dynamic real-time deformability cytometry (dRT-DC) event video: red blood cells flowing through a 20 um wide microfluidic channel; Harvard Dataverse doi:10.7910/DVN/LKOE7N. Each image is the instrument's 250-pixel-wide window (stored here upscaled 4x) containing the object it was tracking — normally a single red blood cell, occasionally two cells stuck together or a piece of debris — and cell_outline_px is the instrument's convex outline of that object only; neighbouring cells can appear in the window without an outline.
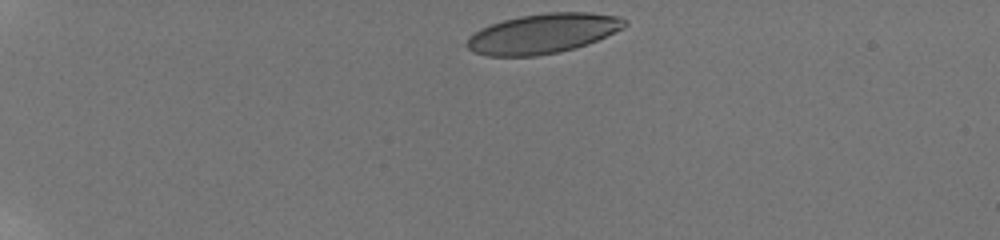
{"species": "human", "species_latin": "Homo sapiens", "temperature_condition": "room temperature", "stored_images_in_passage": 39, "camera_frame_rate_fps": 3000, "um_per_image_px": 0.085, "donor": {"sex": "male"}, "frame": {"image": 1, "passage_image": 1, "time_ms": 0.0, "image_size_px": [1000, 240], "cell_outline_px": [[628, 24], [624, 28], [588, 44], [560, 52], [536, 56], [488, 56], [472, 52], [468, 48], [468, 40], [476, 32], [492, 24], [504, 20], [520, 16], [548, 12], [588, 12], [620, 16], [628, 20]], "centroid_in_image_um": [46.23, 2.85], "position_along_channel_um": 38.8, "area_um2": 36.41}}
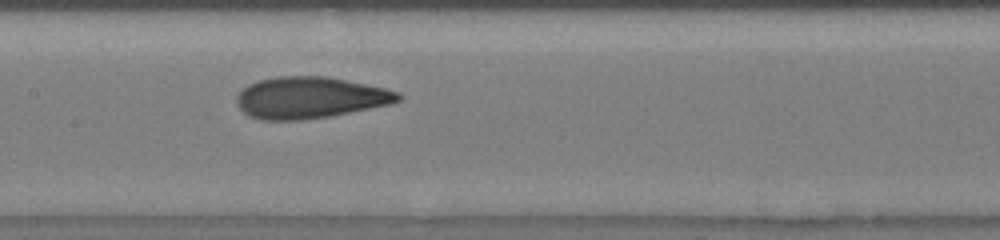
{"frame": {"image": 2, "passage_image": 23, "time_ms": 6.0, "image_size_px": [1000, 240], "cell_outline_px": [[400, 100], [388, 104], [332, 116], [300, 120], [260, 120], [248, 116], [236, 104], [236, 96], [248, 84], [260, 80], [276, 76], [328, 76], [384, 88], [400, 92]], "centroid_in_image_um": [26.31, 8.3], "position_along_channel_um": 181.1, "area_um2": 39.02}}
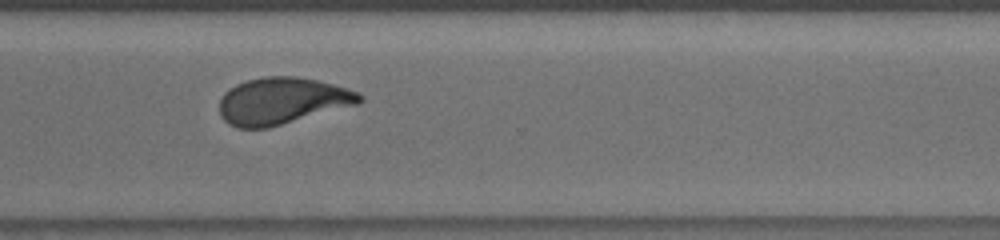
{"frame": {"image": 3, "passage_image": 38, "time_ms": 10.333, "image_size_px": [1000, 240], "cell_outline_px": [[364, 100], [356, 104], [268, 128], [240, 128], [228, 124], [220, 116], [220, 100], [224, 92], [228, 88], [236, 84], [248, 80], [264, 76], [296, 76], [316, 80], [332, 84], [360, 92], [364, 96]], "centroid_in_image_um": [23.96, 8.57], "position_along_channel_um": 346.6, "area_um2": 38.09}}